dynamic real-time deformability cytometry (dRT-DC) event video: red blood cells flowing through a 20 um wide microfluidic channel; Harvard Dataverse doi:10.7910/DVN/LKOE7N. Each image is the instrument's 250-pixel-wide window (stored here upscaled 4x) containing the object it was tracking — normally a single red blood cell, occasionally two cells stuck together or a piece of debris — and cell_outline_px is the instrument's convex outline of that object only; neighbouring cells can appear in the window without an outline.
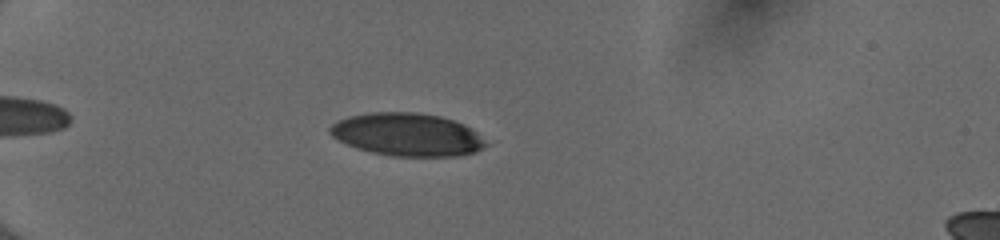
{"species": "human", "species_latin": "Homo sapiens", "temperature_condition": "cold", "stored_images_in_passage": 39, "camera_frame_rate_fps": 3000, "um_per_image_px": 0.085, "donor": {"sex": "female"}, "frame": {"image": 1, "passage_image": 7, "time_ms": 2.0, "image_size_px": [1000, 240], "cell_outline_px": [[488, 144], [476, 152], [460, 156], [392, 156], [372, 152], [356, 148], [332, 136], [328, 132], [328, 128], [332, 124], [348, 116], [372, 112], [416, 112], [440, 116], [464, 124], [472, 128]], "centroid_in_image_um": [34.62, 11.44], "position_along_channel_um": 50.4, "area_um2": 38.9}}
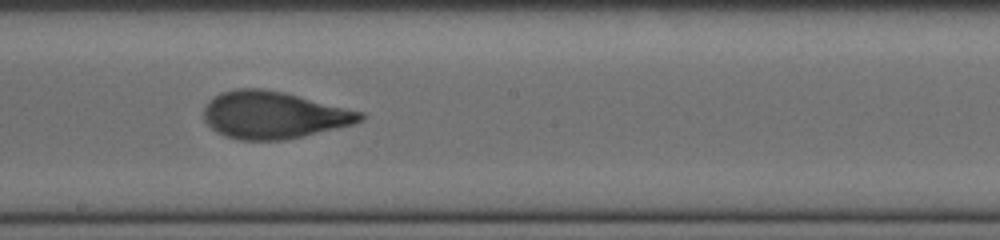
{"frame": {"image": 2, "passage_image": 23, "time_ms": 7.333, "image_size_px": [1000, 240], "cell_outline_px": [[364, 120], [352, 124], [304, 136], [284, 140], [240, 140], [224, 136], [216, 132], [204, 120], [204, 108], [208, 100], [220, 92], [236, 88], [260, 88], [284, 92], [364, 112]], "centroid_in_image_um": [23.23, 9.77], "position_along_channel_um": 225.0, "area_um2": 43.18}}
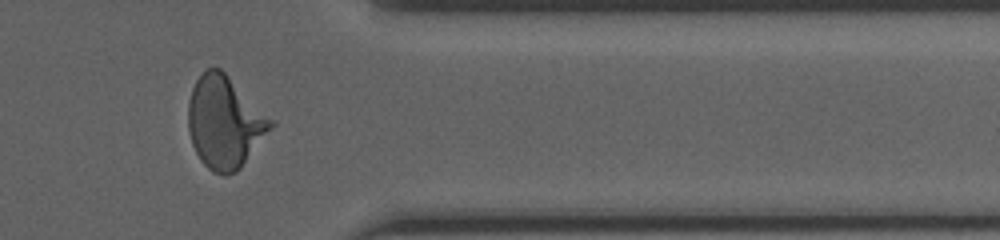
{"frame": {"image": 3, "passage_image": 36, "time_ms": 11.667, "image_size_px": [1000, 240], "cell_outline_px": [[276, 124], [240, 168], [236, 172], [228, 176], [224, 176], [212, 172], [200, 160], [192, 144], [188, 128], [188, 104], [192, 88], [196, 80], [208, 68], [220, 68], [276, 120]], "centroid_in_image_um": [19.13, 10.41], "position_along_channel_um": 392.3, "area_um2": 44.68}, "authors_computed_cell_mechanics": {"area_um2": 42.0206, "velocity_mm_per_s": 4.0055, "shape_relaxation_time_tau1_ms": 3.6175, "shape_relaxation_time_tau2_ms": 0.7992, "deformation_change_tau1": 0.189, "deformation_change_tau2": 0.0785}}